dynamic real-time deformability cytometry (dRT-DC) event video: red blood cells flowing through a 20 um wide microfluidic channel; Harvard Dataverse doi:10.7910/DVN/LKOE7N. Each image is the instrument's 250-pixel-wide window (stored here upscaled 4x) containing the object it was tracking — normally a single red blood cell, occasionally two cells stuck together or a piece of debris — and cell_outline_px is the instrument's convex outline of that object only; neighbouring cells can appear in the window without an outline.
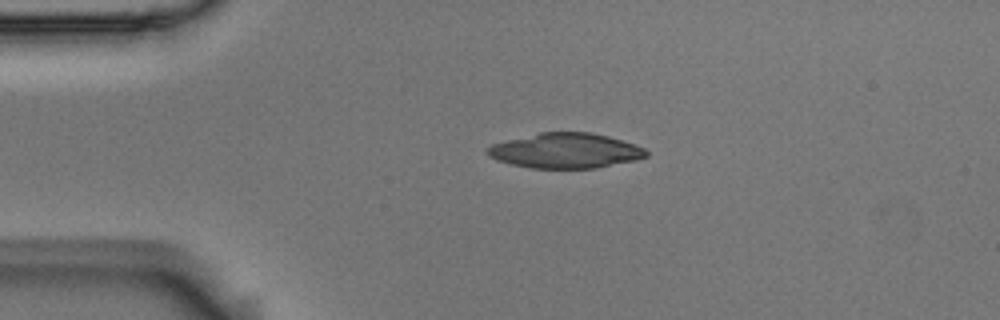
{"species": "Egyptian fruit bat (a non-hibernating species)", "species_latin": "Rousettus aegyptiacus", "temperature_condition": "room temperature", "stored_images_in_passage": 2, "camera_frame_rate_fps": 3000, "um_per_image_px": 0.085, "animal": {"sex": "male"}, "frame": {"image": 1, "passage_image": 1, "time_ms": 0.0, "image_size_px": [1000, 320], "cell_outline_px": [[648, 156], [636, 160], [596, 168], [528, 168], [496, 160], [488, 156], [484, 152], [484, 148], [492, 144], [540, 132], [592, 132], [608, 136], [644, 148], [648, 152]], "centroid_in_image_um": [48.02, 12.81], "position_along_channel_um": 37.0, "area_um2": 32.48}}